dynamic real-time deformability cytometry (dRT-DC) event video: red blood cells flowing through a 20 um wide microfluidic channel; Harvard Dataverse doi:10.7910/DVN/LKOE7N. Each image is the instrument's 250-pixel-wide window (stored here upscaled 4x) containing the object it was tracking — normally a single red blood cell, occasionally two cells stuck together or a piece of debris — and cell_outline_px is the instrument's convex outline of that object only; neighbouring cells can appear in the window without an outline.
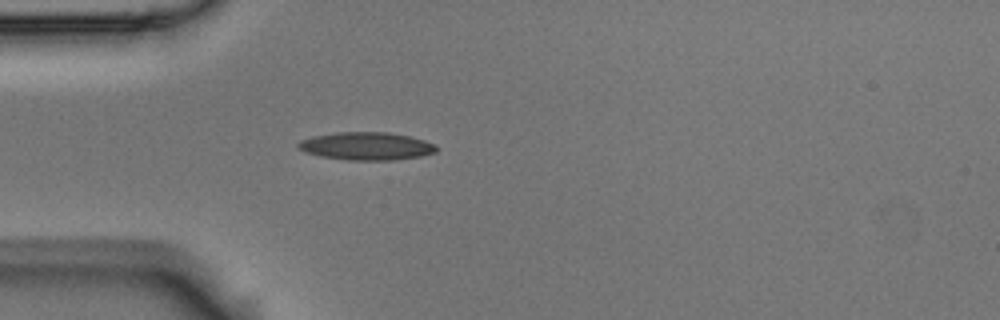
{"species": "Egyptian fruit bat (a non-hibernating species)", "species_latin": "Rousettus aegyptiacus", "temperature_condition": "room temperature", "stored_images_in_passage": 40, "camera_frame_rate_fps": 3000, "um_per_image_px": 0.085, "animal": {"sex": "male"}, "frame": {"image": 1, "passage_image": 1, "time_ms": 0.0, "image_size_px": [1000, 320], "cell_outline_px": [[436, 152], [420, 156], [396, 160], [348, 160], [320, 156], [304, 152], [296, 148], [296, 144], [300, 140], [312, 136], [336, 132], [388, 132], [408, 136], [424, 140], [436, 144]], "centroid_in_image_um": [31.1, 12.42], "position_along_channel_um": 53.9, "area_um2": 22.6}}
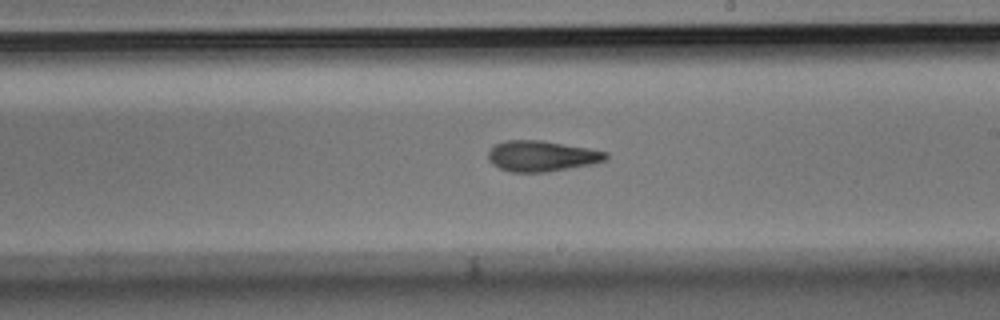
{"frame": {"image": 2, "passage_image": 17, "time_ms": 5.333, "image_size_px": [1000, 320], "cell_outline_px": [[608, 156], [604, 160], [592, 164], [548, 172], [512, 172], [500, 168], [492, 164], [488, 160], [488, 152], [496, 144], [504, 140], [544, 140], [588, 148], [608, 152]], "centroid_in_image_um": [46.03, 13.26], "position_along_channel_um": 243.0, "area_um2": 21.1}}
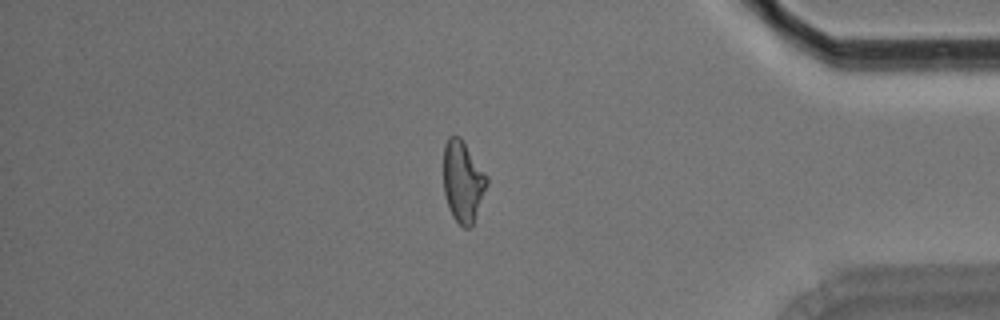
{"frame": {"image": 3, "passage_image": 32, "time_ms": 10.333, "image_size_px": [1000, 320], "cell_outline_px": [[488, 184], [472, 228], [464, 228], [452, 216], [448, 208], [444, 192], [444, 144], [448, 136], [460, 136], [488, 176]], "centroid_in_image_um": [39.36, 15.44], "position_along_channel_um": 395.8, "area_um2": 20.75}, "authors_computed_cell_mechanics": {"area_um2": 20.6924, "velocity_mm_per_s": 3.6513, "shape_relaxation_time_tau1_ms": 4.8061, "shape_relaxation_time_tau2_ms": 2.3471, "deformation_change_tau1": 0.1643, "deformation_change_tau2": 0.1114}}